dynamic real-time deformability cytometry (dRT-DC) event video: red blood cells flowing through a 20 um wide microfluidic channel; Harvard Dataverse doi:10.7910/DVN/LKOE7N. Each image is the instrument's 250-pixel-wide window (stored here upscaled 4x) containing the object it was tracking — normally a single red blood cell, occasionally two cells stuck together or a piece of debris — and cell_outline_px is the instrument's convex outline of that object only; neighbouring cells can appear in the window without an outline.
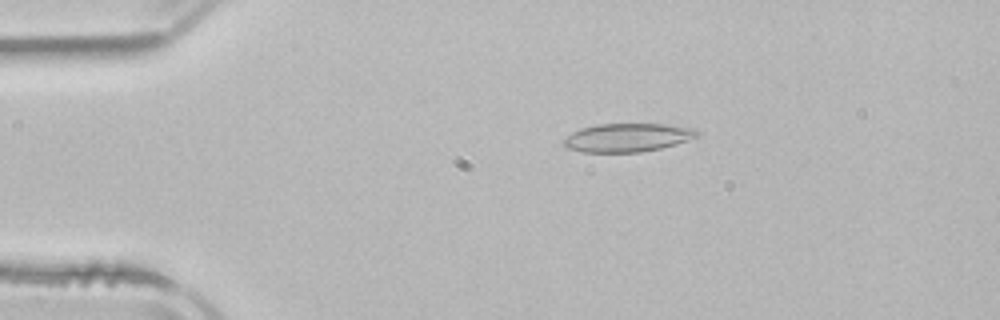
{"species": "common noctule bat (a hibernating species)", "species_latin": "Nyctalus noctula", "temperature_condition": "room temperature", "stored_images_in_passage": 4, "camera_frame_rate_fps": 3000, "um_per_image_px": 0.085, "animal": {"sex": "male", "body_mass_g": 21.5, "forearm_length_mm": 52.0}, "frame": {"image": 1, "passage_image": 3, "time_ms": 3.0, "image_size_px": [1000, 320], "cell_outline_px": [[696, 136], [676, 144], [660, 148], [640, 152], [580, 152], [568, 148], [560, 144], [572, 132], [580, 128], [596, 124], [664, 124], [692, 128], [696, 132]], "centroid_in_image_um": [53.24, 11.7], "position_along_channel_um": 31.8, "area_um2": 21.91}}